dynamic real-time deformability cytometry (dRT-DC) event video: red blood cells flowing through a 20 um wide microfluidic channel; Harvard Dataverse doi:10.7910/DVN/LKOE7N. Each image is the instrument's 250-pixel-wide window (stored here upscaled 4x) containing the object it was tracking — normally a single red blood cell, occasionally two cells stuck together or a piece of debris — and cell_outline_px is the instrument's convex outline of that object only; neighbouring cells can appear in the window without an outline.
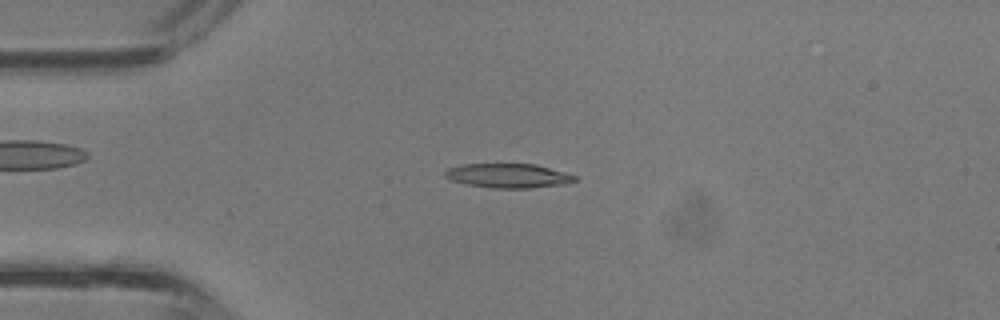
{"species": "common noctule bat (a hibernating species)", "species_latin": "Nyctalus noctula", "temperature_condition": "room temperature", "stored_images_in_passage": 36, "camera_frame_rate_fps": 3000, "um_per_image_px": 0.085, "animal": {"sex": "male", "body_mass_g": 13.3}, "frame": {"image": 1, "passage_image": 8, "time_ms": 2.333, "image_size_px": [1000, 320], "cell_outline_px": [[576, 180], [568, 184], [528, 188], [492, 188], [464, 184], [452, 180], [444, 176], [444, 172], [448, 168], [464, 164], [536, 164], [564, 172], [576, 176]], "centroid_in_image_um": [43.19, 14.94], "position_along_channel_um": 41.8, "area_um2": 18.38}}
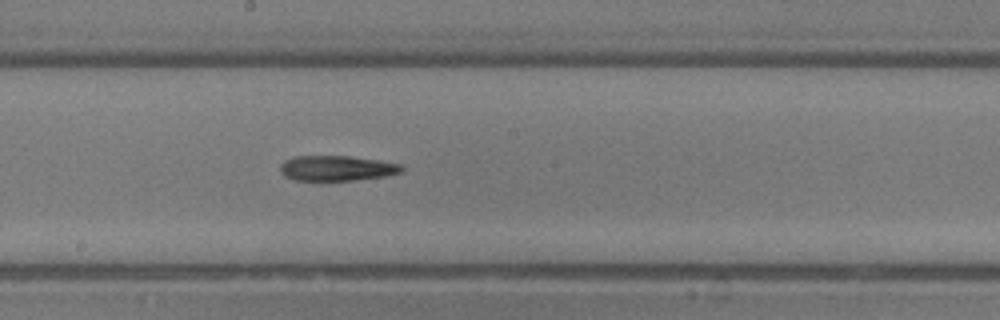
{"frame": {"image": 2, "passage_image": 19, "time_ms": 6.0, "image_size_px": [1000, 320], "cell_outline_px": [[404, 168], [400, 172], [384, 176], [356, 180], [296, 180], [284, 176], [280, 172], [280, 164], [284, 160], [296, 156], [352, 156], [400, 164]], "centroid_in_image_um": [28.58, 14.29], "position_along_channel_um": 219.6, "area_um2": 17.74}}
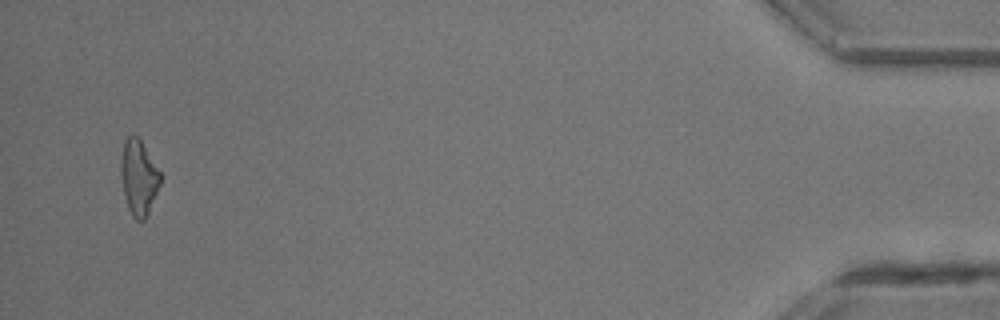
{"frame": {"image": 3, "passage_image": 35, "time_ms": 11.333, "image_size_px": [1000, 320], "cell_outline_px": [[160, 184], [148, 212], [144, 220], [136, 220], [132, 216], [128, 208], [124, 196], [120, 172], [120, 164], [124, 140], [128, 136], [136, 136], [140, 140], [160, 172]], "centroid_in_image_um": [11.76, 15.09], "position_along_channel_um": 423.4, "area_um2": 16.94}}